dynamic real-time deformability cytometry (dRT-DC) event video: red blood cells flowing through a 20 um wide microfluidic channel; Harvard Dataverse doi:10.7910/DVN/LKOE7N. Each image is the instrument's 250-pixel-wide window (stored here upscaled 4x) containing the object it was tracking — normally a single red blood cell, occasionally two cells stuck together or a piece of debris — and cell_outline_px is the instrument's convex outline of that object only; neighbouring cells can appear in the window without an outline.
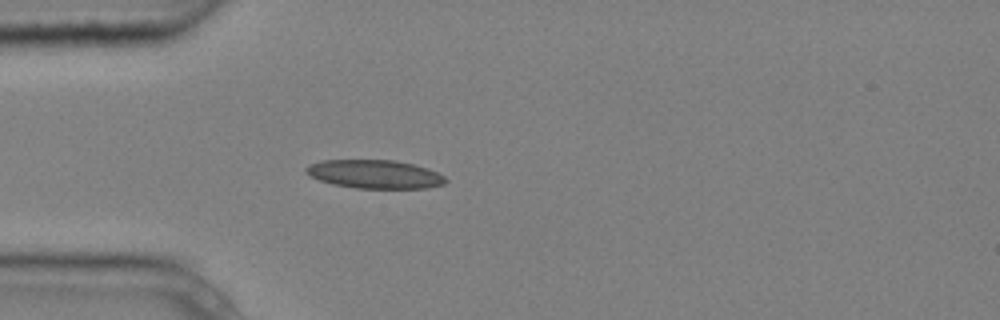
{"species": "common noctule bat (a hibernating species)", "species_latin": "Nyctalus noctula", "temperature_condition": "cold", "stored_images_in_passage": 3, "camera_frame_rate_fps": 3000, "um_per_image_px": 0.085, "animal": {"sex": "male", "body_mass_g": 20.4}, "frame": {"image": 1, "passage_image": 3, "time_ms": 0.667, "image_size_px": [1000, 320], "cell_outline_px": [[448, 180], [444, 184], [428, 188], [356, 188], [332, 184], [320, 180], [304, 172], [304, 168], [308, 164], [324, 160], [396, 160], [428, 168], [444, 176]], "centroid_in_image_um": [31.85, 14.8], "position_along_channel_um": 53.2, "area_um2": 23.24}}